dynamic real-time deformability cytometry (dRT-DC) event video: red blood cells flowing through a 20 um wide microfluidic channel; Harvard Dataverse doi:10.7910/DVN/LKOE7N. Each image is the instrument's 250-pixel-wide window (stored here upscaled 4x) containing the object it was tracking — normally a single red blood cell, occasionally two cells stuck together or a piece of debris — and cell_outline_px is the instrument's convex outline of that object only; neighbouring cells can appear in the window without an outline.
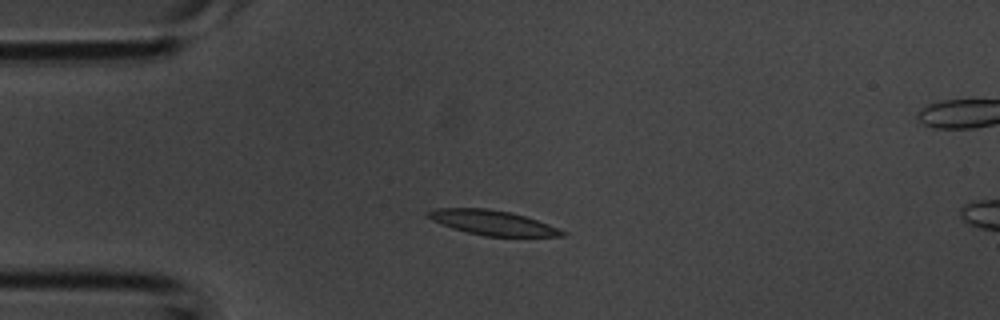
{"species": "common noctule bat (a hibernating species)", "species_latin": "Nyctalus noctula", "temperature_condition": "room temperature", "stored_images_in_passage": 2, "camera_frame_rate_fps": 3000, "um_per_image_px": 0.085, "animal": {"sex": "male", "body_mass_g": 20.1, "forearm_length_mm": 53.5}, "frame": {"image": 1, "passage_image": 1, "time_ms": 0.0, "image_size_px": [1000, 320], "cell_outline_px": [[568, 232], [564, 236], [484, 236], [452, 228], [440, 224], [432, 220], [424, 212], [436, 208], [488, 208], [512, 212], [548, 224]], "centroid_in_image_um": [41.84, 18.92], "position_along_channel_um": 43.2, "area_um2": 19.31}}